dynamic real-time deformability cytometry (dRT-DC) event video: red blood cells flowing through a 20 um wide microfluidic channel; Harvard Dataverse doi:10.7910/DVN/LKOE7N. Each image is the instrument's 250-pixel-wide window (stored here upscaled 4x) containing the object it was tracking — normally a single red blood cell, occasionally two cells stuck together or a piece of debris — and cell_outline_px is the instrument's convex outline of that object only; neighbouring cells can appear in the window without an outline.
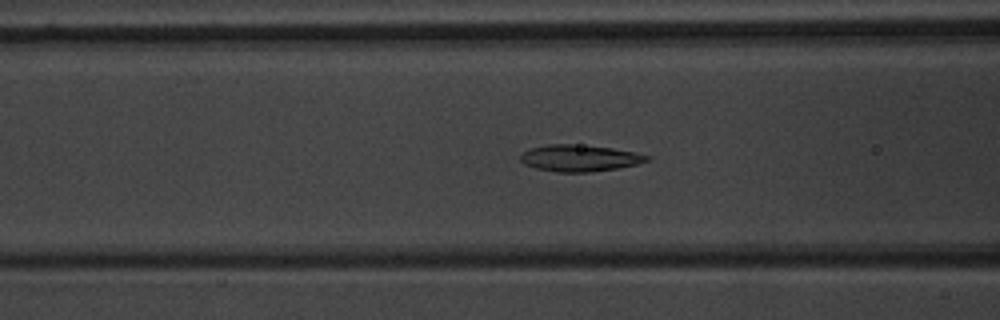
{"species": "common noctule bat (a hibernating species)", "species_latin": "Nyctalus noctula", "temperature_condition": "warm", "stored_images_in_passage": 55, "camera_frame_rate_fps": 3000, "um_per_image_px": 0.085, "animal": {"sex": "male", "body_mass_g": 20.1, "forearm_length_mm": 53.5}, "frame": {"image": 1, "passage_image": 22, "time_ms": 7.0, "image_size_px": [1000, 320], "cell_outline_px": [[652, 156], [648, 160], [636, 164], [620, 168], [588, 172], [556, 172], [536, 168], [524, 164], [520, 160], [520, 156], [528, 148], [548, 144], [572, 144], [612, 148]], "centroid_in_image_um": [49.23, 13.44], "position_along_channel_um": 117.4, "area_um2": 19.54}}
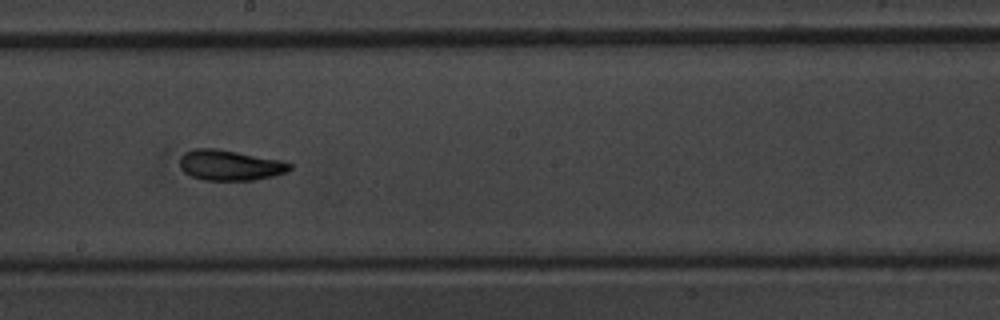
{"frame": {"image": 2, "passage_image": 31, "time_ms": 10.0, "image_size_px": [1000, 320], "cell_outline_px": [[292, 168], [288, 172], [272, 176], [252, 180], [204, 180], [192, 176], [184, 172], [180, 168], [180, 156], [184, 152], [192, 148], [216, 148], [280, 160], [292, 164]], "centroid_in_image_um": [19.52, 14.03], "position_along_channel_um": 228.7, "area_um2": 19.54}}
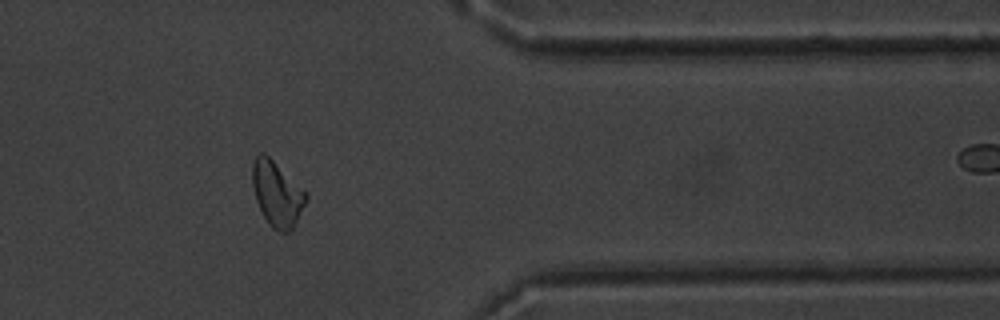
{"frame": {"image": 3, "passage_image": 45, "time_ms": 14.667, "image_size_px": [1000, 320], "cell_outline_px": [[308, 200], [292, 228], [288, 232], [280, 232], [272, 228], [268, 224], [256, 200], [252, 184], [252, 164], [256, 156], [260, 152], [264, 152], [308, 192]], "centroid_in_image_um": [23.56, 16.46], "position_along_channel_um": 387.8, "area_um2": 20.4}, "authors_computed_cell_mechanics": {"area_um2": 19.7676, "velocity_mm_per_s": 3.7174, "shape_relaxation_time_tau1_ms": 4.2828, "shape_relaxation_time_tau2_ms": 3.3041, "deformation_change_tau1": 0.146, "deformation_change_tau2": 0.1002}}